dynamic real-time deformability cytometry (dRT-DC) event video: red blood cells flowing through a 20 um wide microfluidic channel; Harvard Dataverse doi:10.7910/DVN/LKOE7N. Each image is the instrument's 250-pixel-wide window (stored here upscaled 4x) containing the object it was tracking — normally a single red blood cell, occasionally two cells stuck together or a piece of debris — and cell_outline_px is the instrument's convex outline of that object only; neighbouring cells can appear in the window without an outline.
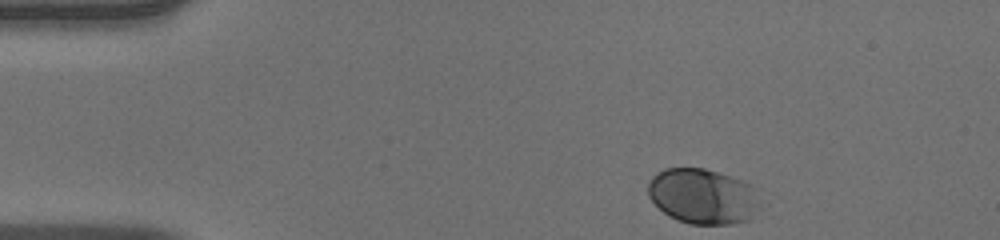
{"species": "human", "species_latin": "Homo sapiens", "temperature_condition": "warm", "stored_images_in_passage": 38, "camera_frame_rate_fps": 3000, "um_per_image_px": 0.085, "donor": {"sex": "male"}, "frame": {"image": 1, "passage_image": 1, "time_ms": 0.0, "image_size_px": [1000, 240], "cell_outline_px": [[752, 220], [732, 224], [692, 224], [676, 220], [664, 212], [648, 196], [648, 184], [652, 176], [656, 172], [664, 168], [704, 168], [752, 184]], "centroid_in_image_um": [59.61, 16.68], "position_along_channel_um": 25.4, "area_um2": 35.14}}
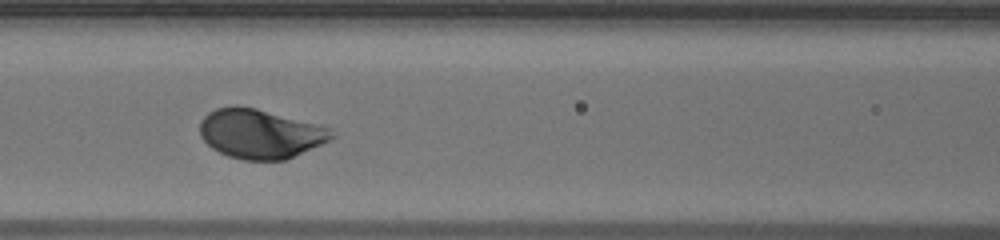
{"frame": {"image": 2, "passage_image": 16, "time_ms": 5.0, "image_size_px": [1000, 240], "cell_outline_px": [[336, 136], [320, 144], [284, 160], [244, 160], [228, 156], [212, 148], [200, 136], [200, 120], [208, 112], [216, 108], [232, 104], [236, 104], [256, 108], [316, 124], [328, 128]], "centroid_in_image_um": [22.04, 11.35], "position_along_channel_um": 144.6, "area_um2": 37.63}}
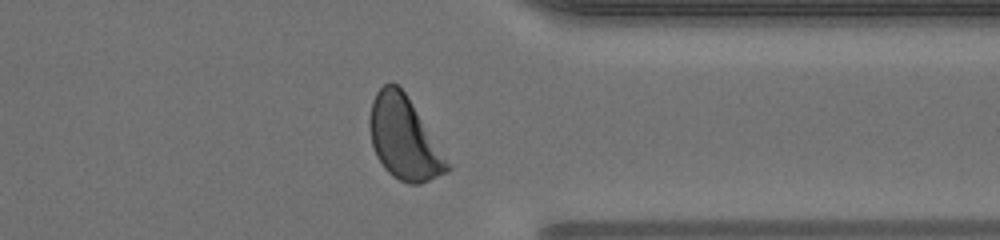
{"frame": {"image": 3, "passage_image": 34, "time_ms": 11.0, "image_size_px": [1000, 240], "cell_outline_px": [[452, 168], [448, 172], [420, 184], [408, 184], [392, 176], [384, 168], [376, 156], [372, 144], [368, 124], [368, 120], [372, 100], [376, 92], [384, 84], [396, 84], [404, 92], [452, 164]], "centroid_in_image_um": [34.35, 11.79], "position_along_channel_um": 377.1, "area_um2": 37.4}, "authors_computed_cell_mechanics": {"area_um2": 37.1365, "velocity_mm_per_s": 3.9627, "shape_relaxation_time_tau1_ms": 1.2011, "shape_relaxation_time_tau2_ms": null, "deformation_change_tau1": 0.1159, "deformation_change_tau2": null}}